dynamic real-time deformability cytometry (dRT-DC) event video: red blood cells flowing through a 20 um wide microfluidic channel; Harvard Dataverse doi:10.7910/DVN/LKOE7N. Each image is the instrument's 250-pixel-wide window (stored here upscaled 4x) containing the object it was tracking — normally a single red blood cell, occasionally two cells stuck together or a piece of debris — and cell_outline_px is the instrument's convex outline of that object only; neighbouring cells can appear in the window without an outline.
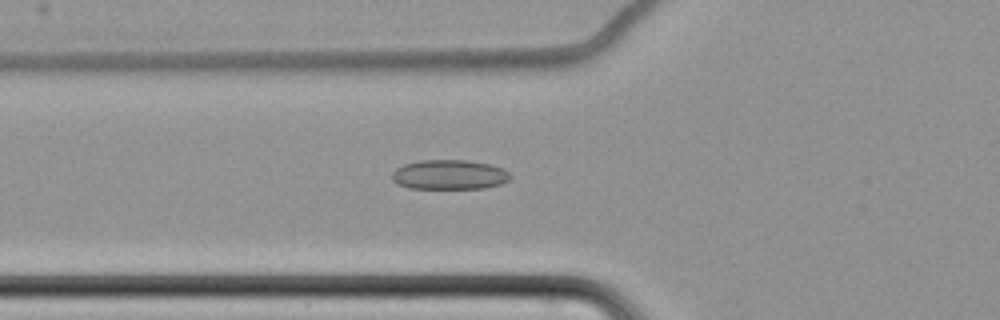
{"species": "common noctule bat (a hibernating species)", "species_latin": "Nyctalus noctula", "temperature_condition": "cold", "stored_images_in_passage": 63, "camera_frame_rate_fps": 3000, "um_per_image_px": 0.085, "animal": {"sex": "female", "body_mass_g": 22.7, "forearm_length_mm": 54.2}, "frame": {"image": 1, "passage_image": 26, "time_ms": 8.333, "image_size_px": [1000, 320], "cell_outline_px": [[512, 176], [508, 180], [500, 184], [484, 188], [408, 188], [396, 184], [392, 180], [392, 172], [396, 168], [404, 164], [420, 160], [464, 160], [488, 164], [500, 168], [508, 172]], "centroid_in_image_um": [38.14, 14.85], "position_along_channel_um": 87.7, "area_um2": 20.35}}
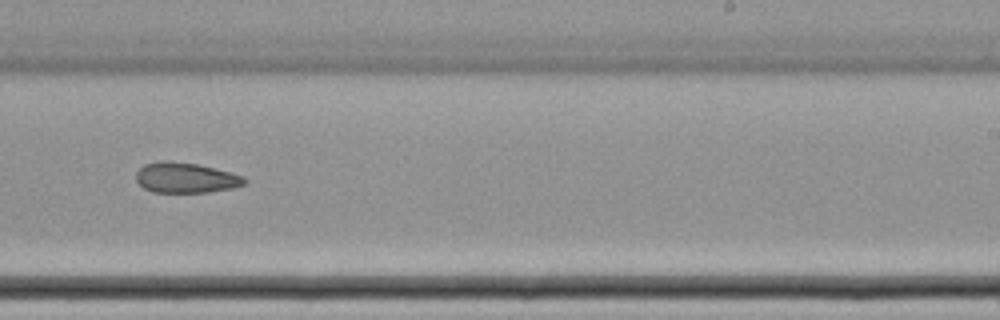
{"frame": {"image": 2, "passage_image": 42, "time_ms": 13.667, "image_size_px": [1000, 320], "cell_outline_px": [[248, 180], [244, 184], [232, 188], [208, 192], [152, 192], [144, 188], [136, 180], [136, 172], [144, 164], [168, 160], [196, 164], [232, 172], [244, 176]], "centroid_in_image_um": [15.8, 15.11], "position_along_channel_um": 273.2, "area_um2": 19.13}}
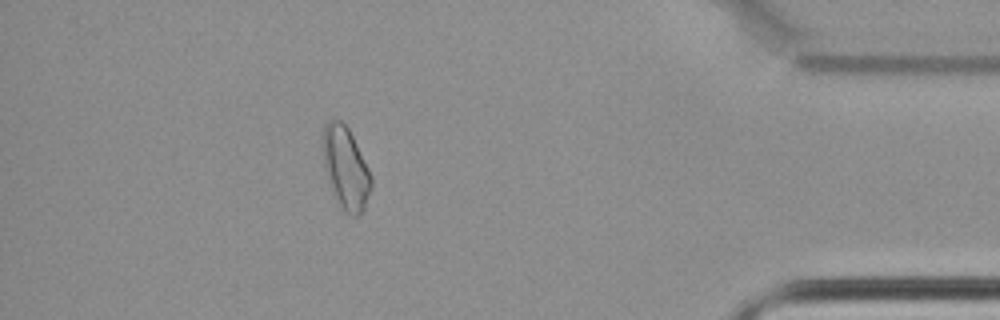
{"frame": {"image": 3, "passage_image": 57, "time_ms": 18.667, "image_size_px": [1000, 320], "cell_outline_px": [[372, 188], [364, 208], [356, 216], [348, 216], [340, 208], [328, 180], [324, 168], [320, 144], [324, 124], [328, 120], [340, 120], [348, 128], [372, 176]], "centroid_in_image_um": [29.34, 14.28], "position_along_channel_um": 405.9, "area_um2": 23.47}}